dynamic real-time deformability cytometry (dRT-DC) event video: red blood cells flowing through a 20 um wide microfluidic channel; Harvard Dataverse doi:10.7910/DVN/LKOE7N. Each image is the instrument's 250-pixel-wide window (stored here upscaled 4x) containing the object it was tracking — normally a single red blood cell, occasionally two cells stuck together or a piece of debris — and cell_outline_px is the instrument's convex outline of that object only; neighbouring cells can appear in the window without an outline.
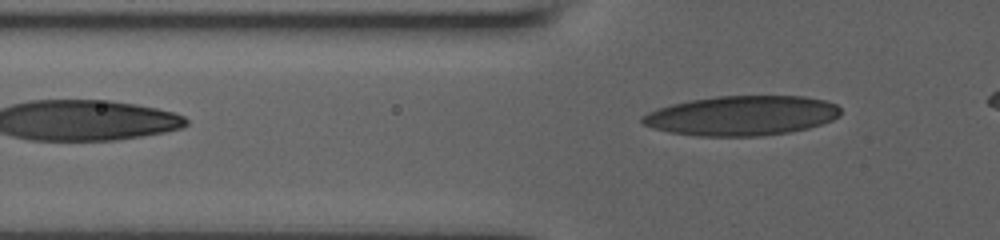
{"species": "human", "species_latin": "Homo sapiens", "temperature_condition": "room temperature", "stored_images_in_passage": 6, "segment_of_instrument_passage": [2, 2], "camera_frame_rate_fps": 3000, "um_per_image_px": 0.085, "donor": {"sex": "male"}, "frame": {"image": 1, "passage_image": 6, "time_ms": 2.0, "image_size_px": [1000, 240], "cell_outline_px": [[840, 116], [832, 120], [808, 128], [788, 132], [760, 136], [700, 136], [668, 132], [652, 128], [640, 124], [640, 116], [656, 108], [688, 100], [716, 96], [804, 96], [824, 100], [836, 104], [840, 108]], "centroid_in_image_um": [63.0, 9.83], "position_along_channel_um": 62.8, "area_um2": 46.18}}